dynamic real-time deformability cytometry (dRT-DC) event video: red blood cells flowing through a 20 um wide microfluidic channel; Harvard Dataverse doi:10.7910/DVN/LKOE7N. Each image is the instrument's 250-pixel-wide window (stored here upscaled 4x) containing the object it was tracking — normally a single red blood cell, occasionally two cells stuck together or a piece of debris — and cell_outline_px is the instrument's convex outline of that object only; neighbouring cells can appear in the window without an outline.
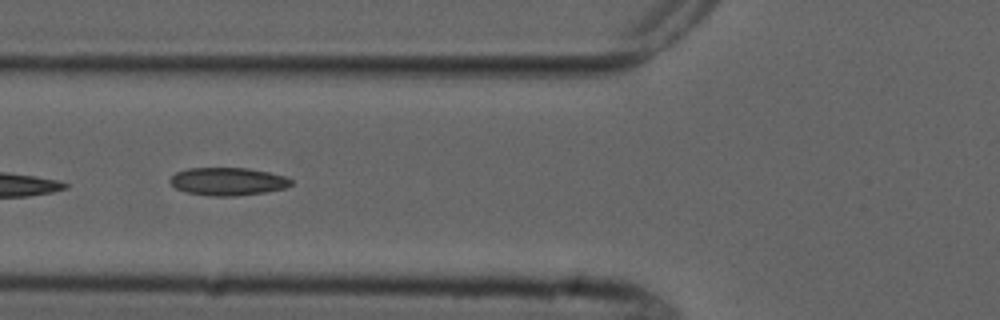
{"species": "common noctule bat (a hibernating species)", "species_latin": "Nyctalus noctula", "temperature_condition": "cold", "stored_images_in_passage": 3, "camera_frame_rate_fps": 3000, "um_per_image_px": 0.085, "animal": {"sex": "male", "forearm_length_mm": 52.5}, "frame": {"image": 1, "passage_image": 3, "time_ms": 2.333, "image_size_px": [1000, 320], "cell_outline_px": [[292, 184], [284, 188], [264, 192], [236, 196], [212, 196], [184, 192], [176, 188], [168, 180], [176, 172], [188, 168], [248, 168], [268, 172], [284, 176], [292, 180]], "centroid_in_image_um": [19.34, 15.42], "position_along_channel_um": 106.5, "area_um2": 19.59}}